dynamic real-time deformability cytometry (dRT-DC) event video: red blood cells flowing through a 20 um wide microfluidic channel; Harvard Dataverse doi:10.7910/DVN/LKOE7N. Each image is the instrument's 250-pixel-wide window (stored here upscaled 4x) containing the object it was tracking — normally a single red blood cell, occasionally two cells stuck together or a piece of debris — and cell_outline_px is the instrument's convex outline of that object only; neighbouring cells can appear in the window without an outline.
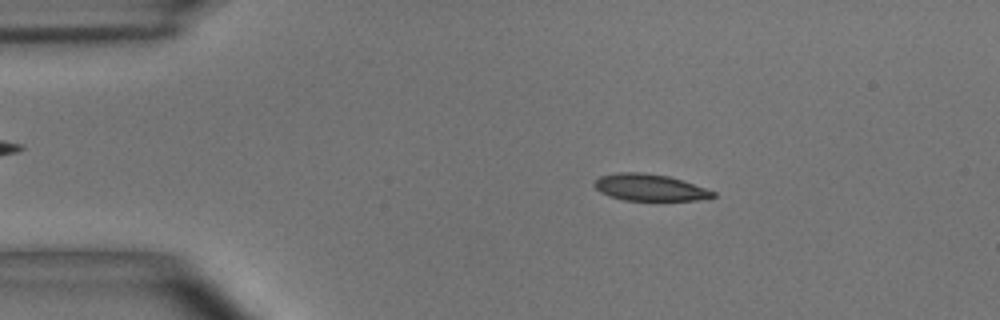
{"species": "common noctule bat (a hibernating species)", "species_latin": "Nyctalus noctula", "temperature_condition": "room temperature", "stored_images_in_passage": 5, "camera_frame_rate_fps": 3000, "um_per_image_px": 0.085, "animal": {"sex": "male", "body_mass_g": 15.6}, "frame": {"image": 1, "passage_image": 2, "time_ms": 0.333, "image_size_px": [1000, 320], "cell_outline_px": [[716, 196], [696, 200], [624, 200], [600, 192], [592, 184], [600, 176], [616, 172], [644, 172], [668, 176], [716, 192]], "centroid_in_image_um": [55.18, 15.92], "position_along_channel_um": 29.8, "area_um2": 18.21}}
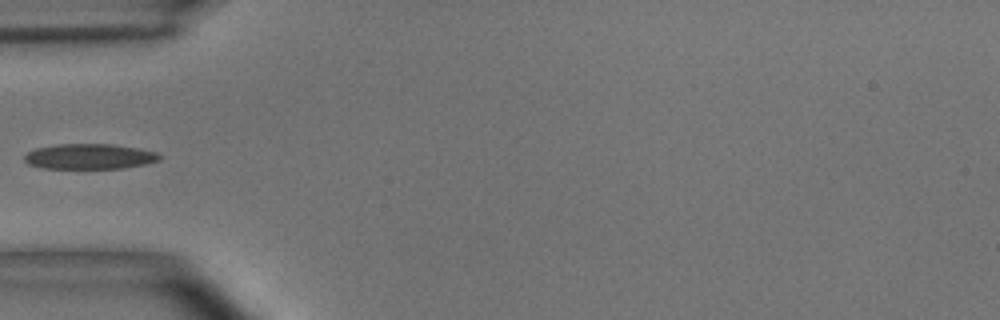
{"frame": {"image": 2, "passage_image": 4, "time_ms": 1.0, "image_size_px": [1000, 320], "cell_outline_px": [[164, 156], [160, 160], [148, 164], [124, 168], [44, 168], [28, 164], [24, 160], [24, 156], [28, 152], [36, 148], [56, 144], [112, 144], [140, 148], [156, 152]], "centroid_in_image_um": [7.67, 13.3], "position_along_channel_um": 77.3, "area_um2": 20.11}}
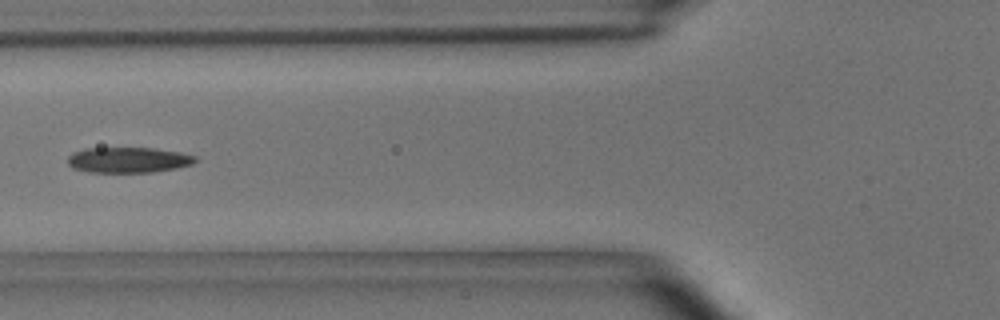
{"frame": {"image": 3, "passage_image": 5, "time_ms": 1.333, "image_size_px": [1000, 320], "cell_outline_px": [[200, 160], [192, 164], [176, 168], [152, 172], [88, 172], [72, 168], [68, 164], [68, 156], [72, 152], [88, 148], [152, 148], [180, 152], [196, 156]], "centroid_in_image_um": [10.92, 13.59], "position_along_channel_um": 114.9, "area_um2": 19.07}}